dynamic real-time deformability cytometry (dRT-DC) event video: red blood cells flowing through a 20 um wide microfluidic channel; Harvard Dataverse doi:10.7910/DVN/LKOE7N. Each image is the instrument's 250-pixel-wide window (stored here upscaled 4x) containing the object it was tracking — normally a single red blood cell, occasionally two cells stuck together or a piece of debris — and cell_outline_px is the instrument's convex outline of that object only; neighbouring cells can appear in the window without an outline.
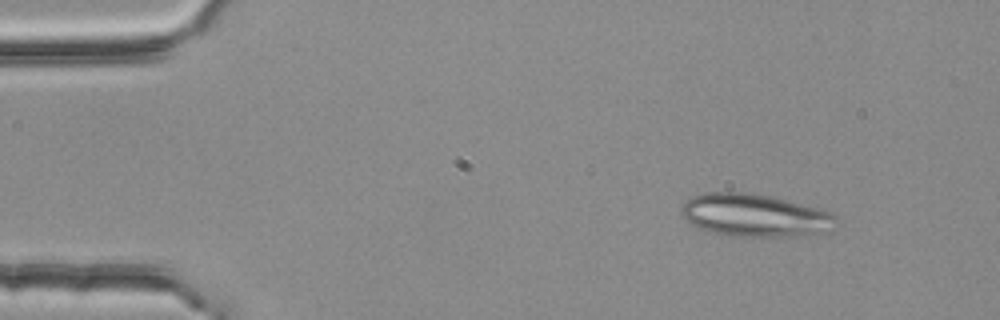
{"species": "common noctule bat (a hibernating species)", "species_latin": "Nyctalus noctula", "temperature_condition": "room temperature", "stored_images_in_passage": 3, "camera_frame_rate_fps": 3000, "um_per_image_px": 0.085, "animal": {"sex": "female", "body_mass_g": 25.1}, "frame": {"image": 1, "passage_image": 1, "time_ms": 0.0, "image_size_px": [1000, 320], "cell_outline_px": [[836, 220], [828, 232], [784, 236], [728, 236], [708, 232], [692, 224], [680, 216], [680, 208], [692, 196], [704, 192], [744, 192], [768, 196], [820, 208], [832, 212], [836, 216]], "centroid_in_image_um": [64.11, 18.3], "position_along_channel_um": 20.9, "area_um2": 38.44}}